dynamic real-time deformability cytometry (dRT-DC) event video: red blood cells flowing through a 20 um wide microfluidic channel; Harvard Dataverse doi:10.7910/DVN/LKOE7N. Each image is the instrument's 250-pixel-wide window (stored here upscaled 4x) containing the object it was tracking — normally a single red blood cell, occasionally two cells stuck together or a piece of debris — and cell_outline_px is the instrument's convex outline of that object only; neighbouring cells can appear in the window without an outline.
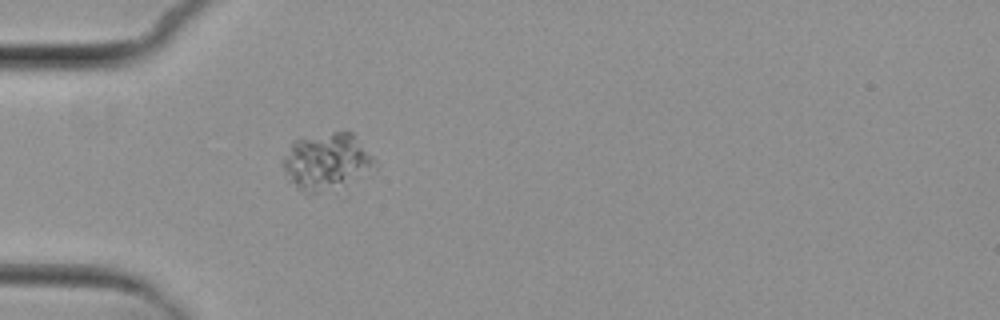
{"species": "common noctule bat (a hibernating species)", "species_latin": "Nyctalus noctula", "temperature_condition": "cold", "stored_images_in_passage": 3, "camera_frame_rate_fps": 3000, "um_per_image_px": 0.085, "animal": {"sex": "female", "body_mass_g": 29.2, "forearm_length_mm": 56.3}, "frame": {"image": 1, "passage_image": 3, "time_ms": 2.333, "image_size_px": [1000, 320], "cell_outline_px": [[376, 168], [372, 176], [344, 200], [340, 200], [308, 196], [300, 192], [288, 180], [284, 172], [280, 160], [292, 140], [300, 136], [332, 132], [352, 132], [372, 156], [376, 164]], "centroid_in_image_um": [27.86, 14.0], "position_along_channel_um": 57.1, "area_um2": 35.32}}